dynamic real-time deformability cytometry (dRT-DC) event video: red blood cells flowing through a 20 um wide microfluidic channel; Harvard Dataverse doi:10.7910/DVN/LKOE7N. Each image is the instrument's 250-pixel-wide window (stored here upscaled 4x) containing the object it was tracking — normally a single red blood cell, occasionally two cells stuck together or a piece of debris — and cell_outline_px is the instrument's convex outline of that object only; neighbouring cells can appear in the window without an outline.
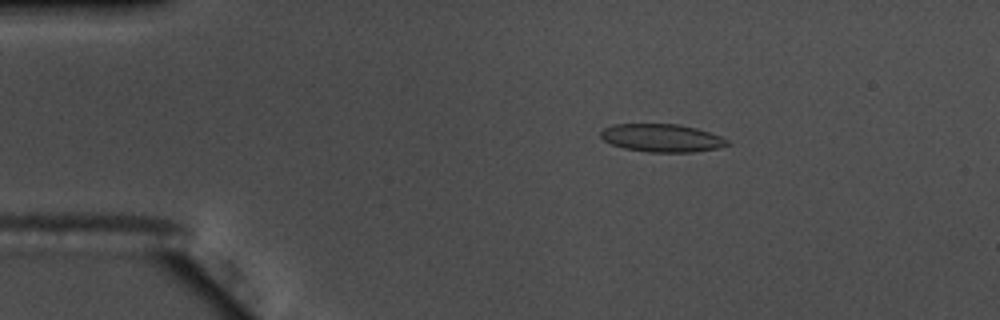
{"species": "common noctule bat (a hibernating species)", "species_latin": "Nyctalus noctula", "temperature_condition": "warm", "stored_images_in_passage": 55, "camera_frame_rate_fps": 3000, "um_per_image_px": 0.085, "animal": {"sex": "male", "body_mass_g": 17.5, "forearm_length_mm": 52.3}, "frame": {"image": 1, "passage_image": 10, "time_ms": 3.0, "image_size_px": [1000, 320], "cell_outline_px": [[732, 144], [716, 148], [692, 152], [648, 152], [624, 148], [612, 144], [604, 140], [600, 136], [600, 132], [604, 128], [612, 124], [680, 124], [696, 128], [720, 136], [728, 140]], "centroid_in_image_um": [56.25, 11.72], "position_along_channel_um": 28.8, "area_um2": 20.58}}
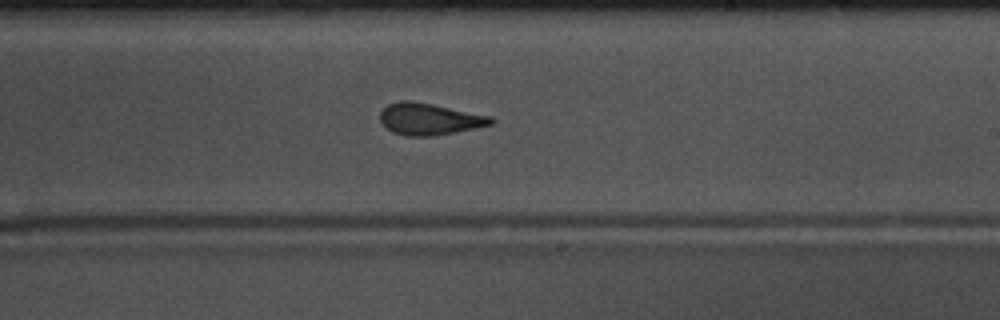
{"frame": {"image": 2, "passage_image": 33, "time_ms": 10.667, "image_size_px": [1000, 320], "cell_outline_px": [[496, 120], [492, 124], [432, 136], [408, 136], [392, 132], [380, 120], [380, 112], [388, 104], [400, 100], [408, 100], [432, 104], [492, 116]], "centroid_in_image_um": [36.49, 10.11], "position_along_channel_um": 252.5, "area_um2": 20.23}}
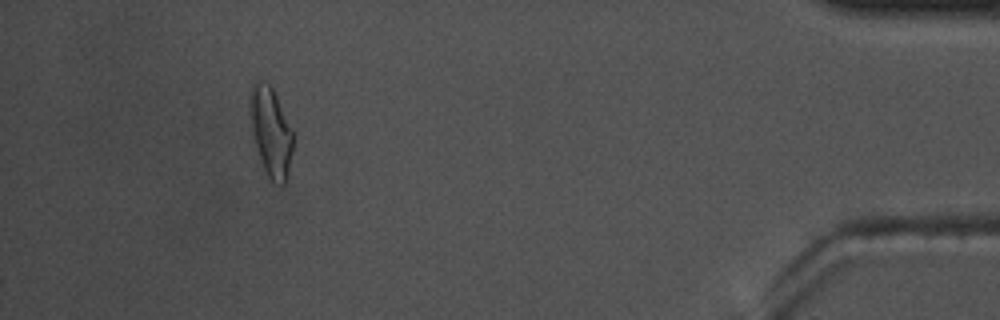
{"frame": {"image": 3, "passage_image": 51, "time_ms": 16.667, "image_size_px": [1000, 320], "cell_outline_px": [[292, 148], [288, 172], [284, 184], [280, 184], [272, 180], [268, 176], [264, 168], [256, 144], [252, 124], [248, 100], [248, 96], [252, 84], [256, 80], [260, 80], [268, 84], [272, 88], [276, 96], [292, 132]], "centroid_in_image_um": [23.0, 11.15], "position_along_channel_um": 412.2, "area_um2": 21.5}, "authors_computed_cell_mechanics": {"area_um2": 20.5768, "velocity_mm_per_s": 3.6802, "shape_relaxation_time_tau1_ms": null, "shape_relaxation_time_tau2_ms": 1.5779, "deformation_change_tau1": null, "deformation_change_tau2": 0.0733}}